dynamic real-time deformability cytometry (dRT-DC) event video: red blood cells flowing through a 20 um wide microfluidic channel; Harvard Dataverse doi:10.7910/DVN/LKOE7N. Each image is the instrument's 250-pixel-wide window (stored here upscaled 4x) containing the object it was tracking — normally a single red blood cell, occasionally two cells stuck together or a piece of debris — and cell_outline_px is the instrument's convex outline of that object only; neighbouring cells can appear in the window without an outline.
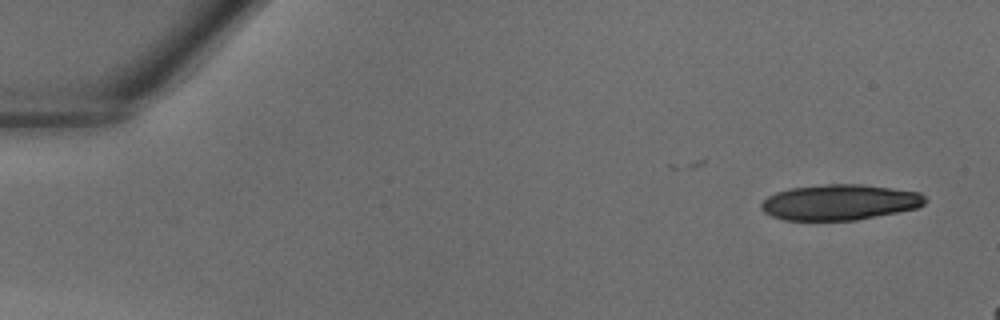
{"species": "common noctule bat (a hibernating species)", "species_latin": "Nyctalus noctula", "temperature_condition": "warm", "stored_images_in_passage": 8, "camera_frame_rate_fps": 3000, "um_per_image_px": 0.085, "animal": {"sex": "male", "body_mass_g": 18.8}, "frame": {"image": 1, "passage_image": 1, "time_ms": 0.0, "image_size_px": [1000, 320], "cell_outline_px": [[928, 200], [924, 204], [916, 208], [856, 220], [784, 220], [772, 216], [764, 212], [760, 208], [760, 204], [768, 196], [776, 192], [788, 188], [828, 184], [860, 184], [892, 188], [920, 192]], "centroid_in_image_um": [71.35, 17.19], "position_along_channel_um": 13.6, "area_um2": 33.99}}